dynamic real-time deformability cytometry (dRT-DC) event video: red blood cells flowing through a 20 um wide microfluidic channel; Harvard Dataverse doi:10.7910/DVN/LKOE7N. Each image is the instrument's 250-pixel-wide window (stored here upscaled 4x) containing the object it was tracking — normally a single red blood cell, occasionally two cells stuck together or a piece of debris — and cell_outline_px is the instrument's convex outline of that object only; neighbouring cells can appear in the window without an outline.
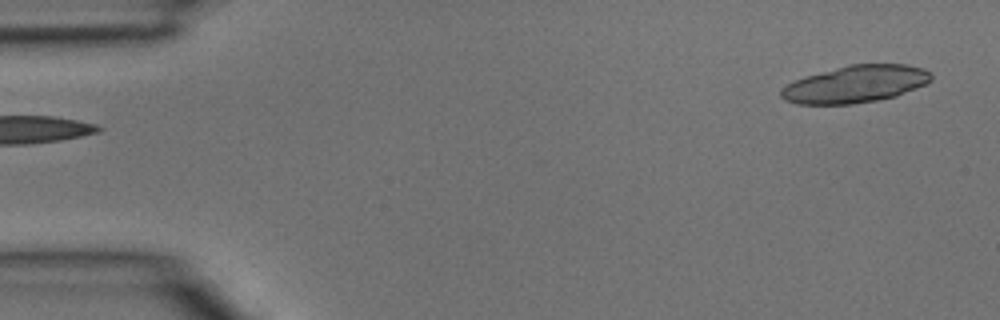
{"species": "common noctule bat (a hibernating species)", "species_latin": "Nyctalus noctula", "temperature_condition": "room temperature", "stored_images_in_passage": 3, "camera_frame_rate_fps": 3000, "um_per_image_px": 0.085, "animal": {"sex": "male", "body_mass_g": 15.6}, "frame": {"image": 1, "passage_image": 1, "time_ms": 0.0, "image_size_px": [1000, 320], "cell_outline_px": [[932, 80], [916, 88], [896, 96], [876, 100], [852, 104], [796, 104], [784, 100], [780, 96], [780, 88], [804, 76], [848, 64], [908, 64], [924, 68], [932, 72]], "centroid_in_image_um": [72.71, 7.14], "position_along_channel_um": 12.3, "area_um2": 32.71}}